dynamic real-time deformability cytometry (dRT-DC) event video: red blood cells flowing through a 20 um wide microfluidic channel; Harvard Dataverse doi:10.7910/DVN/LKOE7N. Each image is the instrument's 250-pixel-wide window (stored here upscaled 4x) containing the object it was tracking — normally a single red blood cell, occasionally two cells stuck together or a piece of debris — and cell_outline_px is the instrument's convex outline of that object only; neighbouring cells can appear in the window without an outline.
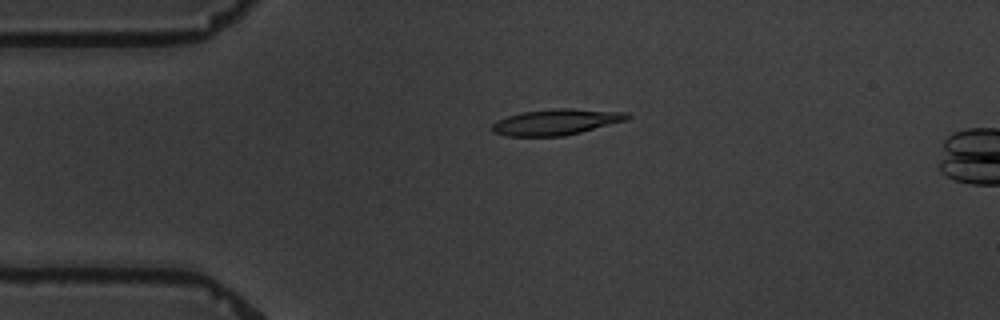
{"species": "common noctule bat (a hibernating species)", "species_latin": "Nyctalus noctula", "temperature_condition": "warm", "stored_images_in_passage": 6, "camera_frame_rate_fps": 3000, "um_per_image_px": 0.085, "animal": {"sex": "male", "body_mass_g": 19.5, "forearm_length_mm": 54.6}, "frame": {"image": 1, "passage_image": 4, "time_ms": 3.667, "image_size_px": [1000, 320], "cell_outline_px": [[632, 116], [628, 120], [564, 136], [508, 136], [492, 132], [488, 128], [496, 120], [508, 116], [524, 112], [556, 108], [572, 108], [628, 112]], "centroid_in_image_um": [47.28, 10.37], "position_along_channel_um": 37.7, "area_um2": 20.58}}